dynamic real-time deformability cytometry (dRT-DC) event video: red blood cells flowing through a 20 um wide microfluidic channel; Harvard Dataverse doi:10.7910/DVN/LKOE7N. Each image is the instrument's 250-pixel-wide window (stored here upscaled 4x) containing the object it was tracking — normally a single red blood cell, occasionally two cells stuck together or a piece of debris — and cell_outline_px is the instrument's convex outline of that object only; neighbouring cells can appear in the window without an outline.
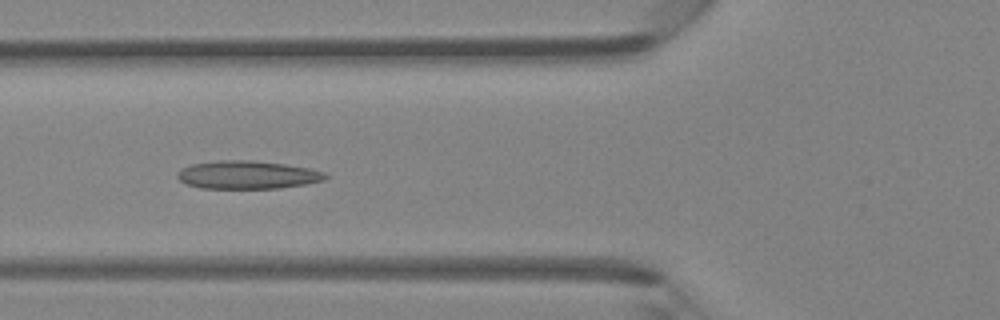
{"species": "Egyptian fruit bat (a non-hibernating species)", "species_latin": "Rousettus aegyptiacus", "temperature_condition": "room temperature", "stored_images_in_passage": 44, "camera_frame_rate_fps": 3000, "um_per_image_px": 0.085, "animal": {"sex": "female"}, "frame": {"image": 1, "passage_image": 16, "time_ms": 5.0, "image_size_px": [1000, 320], "cell_outline_px": [[328, 176], [324, 180], [304, 184], [280, 188], [200, 188], [188, 184], [180, 180], [176, 176], [180, 168], [192, 164], [216, 160], [252, 160], [284, 164], [308, 168], [328, 172]], "centroid_in_image_um": [21.03, 14.85], "position_along_channel_um": 104.8, "area_um2": 24.28}}
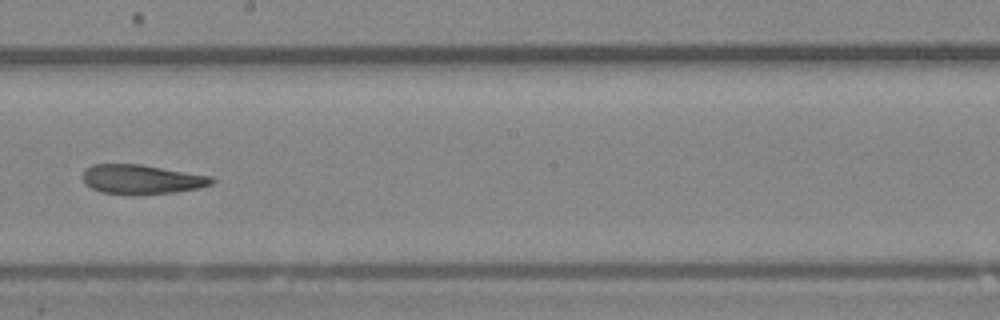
{"frame": {"image": 2, "passage_image": 25, "time_ms": 8.0, "image_size_px": [1000, 320], "cell_outline_px": [[216, 180], [212, 184], [200, 188], [176, 192], [132, 196], [128, 196], [100, 192], [84, 184], [80, 176], [84, 168], [92, 164], [140, 164], [212, 176]], "centroid_in_image_um": [11.99, 15.26], "position_along_channel_um": 236.2, "area_um2": 22.83}}
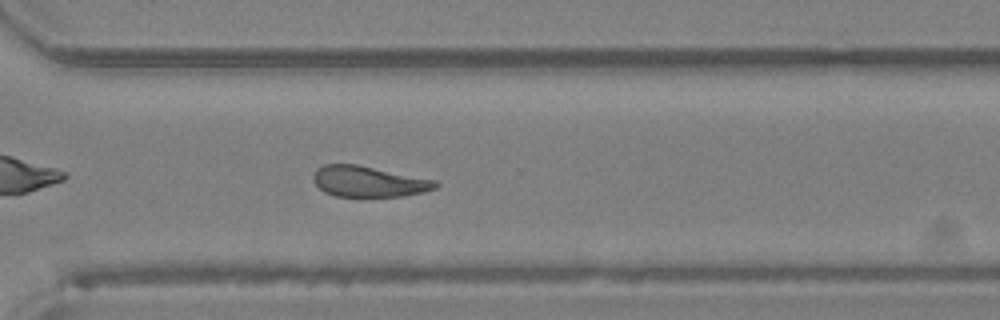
{"frame": {"image": 3, "passage_image": 32, "time_ms": 10.333, "image_size_px": [1000, 320], "cell_outline_px": [[440, 184], [436, 188], [424, 192], [404, 196], [336, 196], [324, 192], [312, 180], [312, 176], [316, 168], [324, 164], [356, 164], [436, 180]], "centroid_in_image_um": [31.33, 15.42], "position_along_channel_um": 339.3, "area_um2": 21.96}}